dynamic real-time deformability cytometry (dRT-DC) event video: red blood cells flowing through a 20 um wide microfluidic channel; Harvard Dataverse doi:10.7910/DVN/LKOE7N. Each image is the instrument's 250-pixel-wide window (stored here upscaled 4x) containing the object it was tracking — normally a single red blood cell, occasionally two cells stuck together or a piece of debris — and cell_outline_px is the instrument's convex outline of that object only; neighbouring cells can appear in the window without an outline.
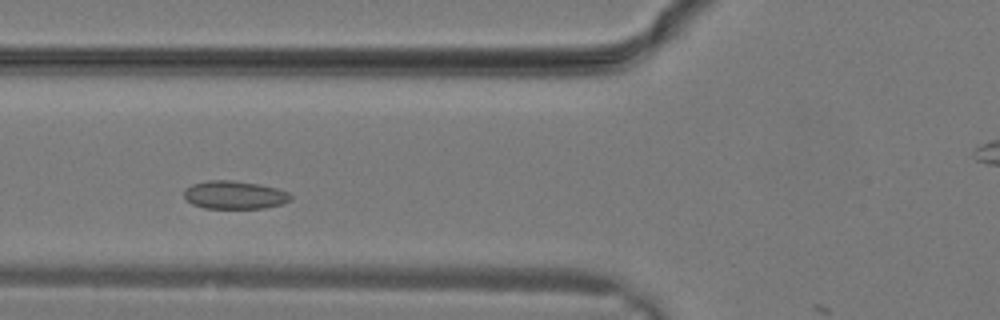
{"species": "common noctule bat (a hibernating species)", "species_latin": "Nyctalus noctula", "temperature_condition": "warm", "stored_images_in_passage": 14, "camera_frame_rate_fps": 3000, "um_per_image_px": 0.085, "animal": {"sex": "male", "body_mass_g": 19.2, "forearm_length_mm": 51.8}, "frame": {"image": 1, "passage_image": 7, "time_ms": 2.0, "image_size_px": [1000, 320], "cell_outline_px": [[292, 200], [280, 204], [264, 208], [204, 208], [192, 204], [184, 196], [184, 188], [192, 184], [208, 180], [232, 180], [260, 184], [276, 188], [288, 192], [292, 196]], "centroid_in_image_um": [19.93, 16.56], "position_along_channel_um": 105.9, "area_um2": 17.51}}
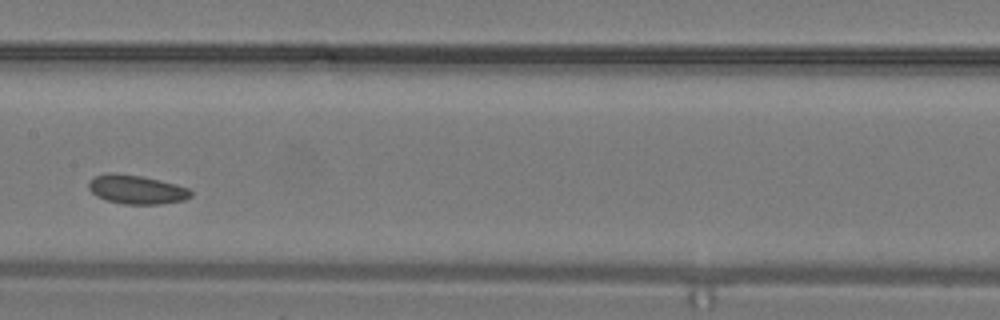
{"frame": {"image": 2, "passage_image": 11, "time_ms": 3.333, "image_size_px": [1000, 320], "cell_outline_px": [[192, 196], [184, 200], [160, 204], [124, 204], [108, 200], [96, 196], [88, 188], [88, 184], [96, 176], [112, 172], [140, 176], [176, 184], [188, 188], [192, 192]], "centroid_in_image_um": [11.62, 16.12], "position_along_channel_um": 195.8, "area_um2": 16.99}}
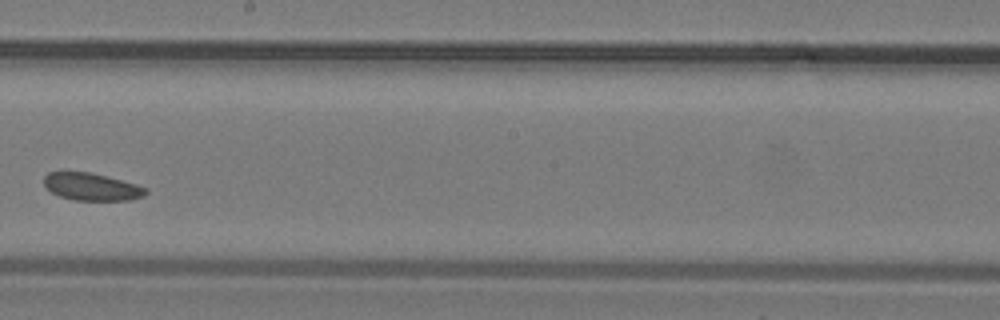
{"frame": {"image": 3, "passage_image": 13, "time_ms": 4.0, "image_size_px": [1000, 320], "cell_outline_px": [[148, 192], [144, 196], [128, 200], [76, 200], [60, 196], [52, 192], [44, 184], [44, 176], [48, 172], [92, 172], [136, 184], [148, 188]], "centroid_in_image_um": [7.82, 15.87], "position_along_channel_um": 240.4, "area_um2": 16.18}}